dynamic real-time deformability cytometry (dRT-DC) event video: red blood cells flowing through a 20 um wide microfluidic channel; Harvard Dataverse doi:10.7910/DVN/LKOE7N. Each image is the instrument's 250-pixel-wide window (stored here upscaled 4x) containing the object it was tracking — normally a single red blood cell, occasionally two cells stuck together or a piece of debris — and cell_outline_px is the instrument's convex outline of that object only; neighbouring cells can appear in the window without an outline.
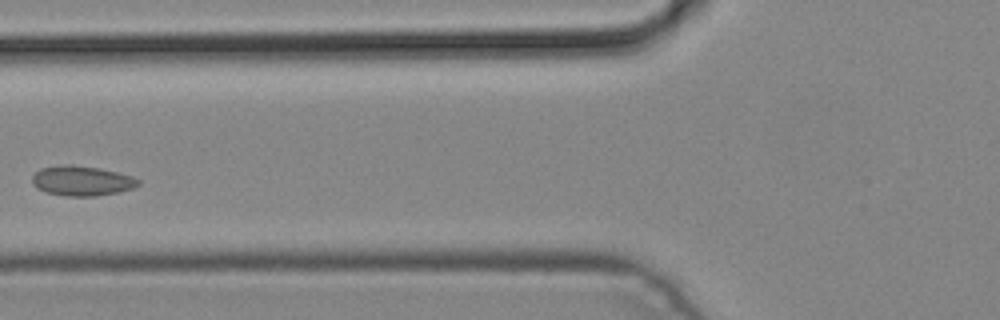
{"species": "common noctule bat (a hibernating species)", "species_latin": "Nyctalus noctula", "temperature_condition": "cold", "stored_images_in_passage": 4, "camera_frame_rate_fps": 3000, "um_per_image_px": 0.085, "animal": {"sex": "male", "body_mass_g": 19.2, "forearm_length_mm": 51.8}, "frame": {"image": 1, "passage_image": 4, "time_ms": 1.0, "image_size_px": [1000, 320], "cell_outline_px": [[140, 184], [132, 188], [120, 192], [96, 196], [64, 196], [48, 192], [32, 184], [32, 176], [40, 168], [64, 164], [72, 164], [96, 168], [116, 172], [132, 176], [140, 180]], "centroid_in_image_um": [6.96, 15.37], "position_along_channel_um": 118.8, "area_um2": 18.38}}